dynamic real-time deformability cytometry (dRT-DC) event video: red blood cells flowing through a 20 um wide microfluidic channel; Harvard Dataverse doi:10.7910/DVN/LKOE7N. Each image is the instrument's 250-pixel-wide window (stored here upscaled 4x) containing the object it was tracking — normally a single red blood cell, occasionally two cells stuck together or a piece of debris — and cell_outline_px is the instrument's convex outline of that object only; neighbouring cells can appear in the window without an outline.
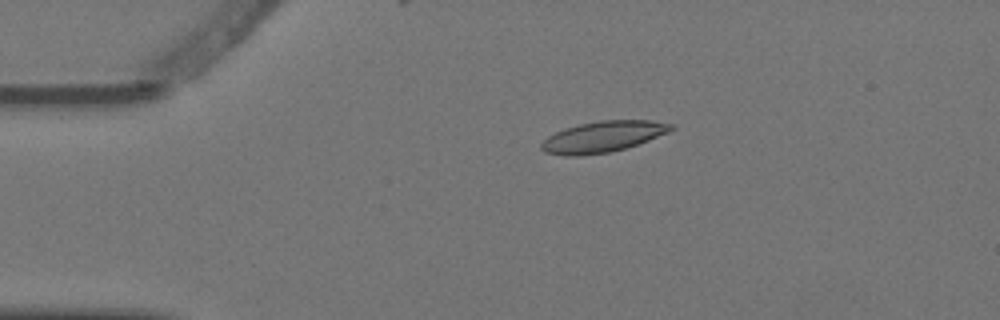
{"species": "Egyptian fruit bat (a non-hibernating species)", "species_latin": "Rousettus aegyptiacus", "temperature_condition": "warm", "stored_images_in_passage": 3, "camera_frame_rate_fps": 3000, "um_per_image_px": 0.085, "animal": {"sex": "female"}, "frame": {"image": 1, "passage_image": 1, "time_ms": 0.0, "image_size_px": [1000, 320], "cell_outline_px": [[676, 128], [668, 132], [648, 140], [624, 148], [608, 152], [576, 156], [564, 156], [544, 152], [540, 148], [540, 144], [548, 136], [564, 128], [580, 124], [600, 120], [652, 120], [676, 124]], "centroid_in_image_um": [51.25, 11.61], "position_along_channel_um": 33.7, "area_um2": 23.41}}
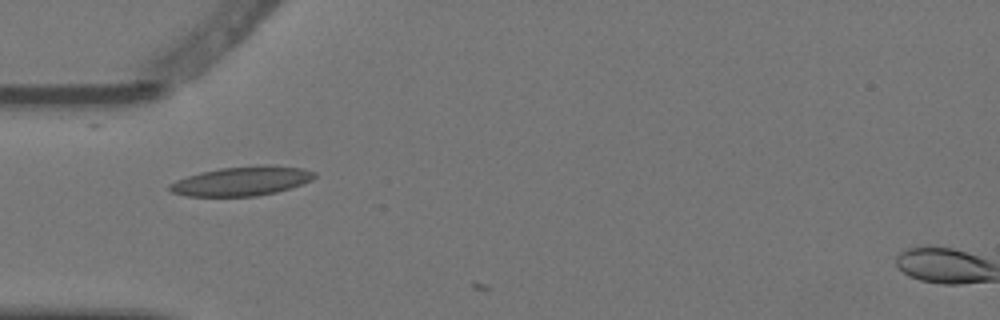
{"frame": {"image": 2, "passage_image": 2, "time_ms": 0.333, "image_size_px": [1000, 320], "cell_outline_px": [[316, 176], [312, 180], [292, 188], [276, 192], [256, 196], [188, 196], [172, 192], [168, 188], [168, 184], [176, 180], [200, 172], [220, 168], [264, 164], [268, 164], [304, 168], [316, 172]], "centroid_in_image_um": [20.59, 15.38], "position_along_channel_um": 64.4, "area_um2": 24.91}}